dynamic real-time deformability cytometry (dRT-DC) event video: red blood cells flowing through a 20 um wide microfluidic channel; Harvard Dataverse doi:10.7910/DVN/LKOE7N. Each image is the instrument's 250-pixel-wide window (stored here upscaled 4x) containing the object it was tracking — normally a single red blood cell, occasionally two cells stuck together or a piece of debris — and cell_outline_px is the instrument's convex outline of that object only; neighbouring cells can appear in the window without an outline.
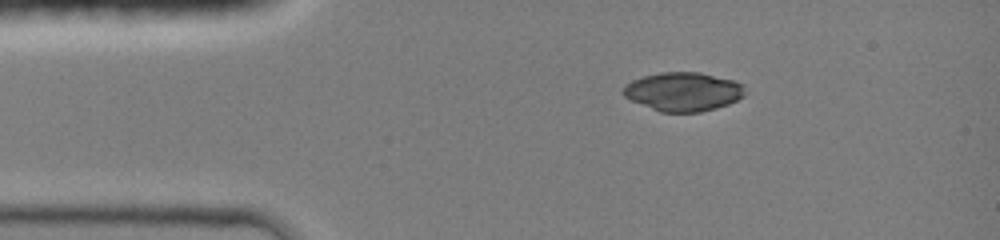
{"species": "common noctule bat (a hibernating species)", "species_latin": "Nyctalus noctula", "temperature_condition": "room temperature", "stored_images_in_passage": 38, "camera_frame_rate_fps": 3000, "um_per_image_px": 0.085, "animal": {"sex": "female", "body_mass_g": 19.0, "forearm_length_mm": 51.5}, "frame": {"image": 1, "passage_image": 1, "time_ms": 0.0, "image_size_px": [1000, 240], "cell_outline_px": [[744, 96], [728, 104], [716, 108], [700, 112], [660, 112], [632, 100], [624, 96], [624, 88], [632, 80], [644, 76], [660, 72], [700, 72], [732, 80], [744, 84]], "centroid_in_image_um": [58.1, 7.79], "position_along_channel_um": 26.9, "area_um2": 27.28}}
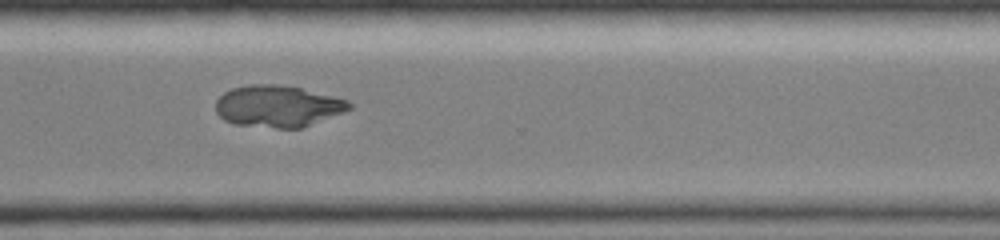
{"frame": {"image": 2, "passage_image": 27, "time_ms": 8.667, "image_size_px": [1000, 240], "cell_outline_px": [[352, 108], [344, 112], [300, 128], [276, 128], [232, 124], [224, 120], [216, 112], [216, 100], [224, 92], [232, 88], [248, 84], [276, 84], [300, 88], [348, 100], [352, 104]], "centroid_in_image_um": [23.58, 9.03], "position_along_channel_um": 347.0, "area_um2": 32.37}}
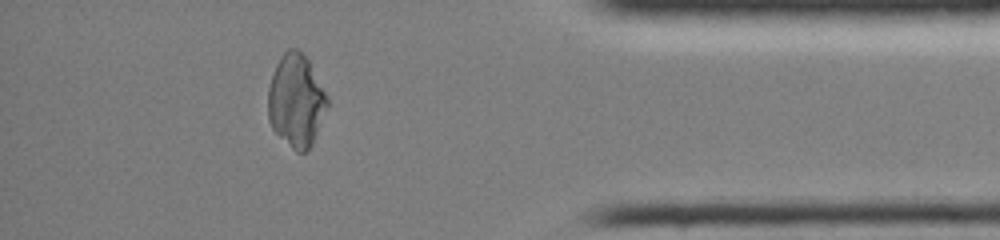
{"frame": {"image": 3, "passage_image": 33, "time_ms": 10.667, "image_size_px": [1000, 240], "cell_outline_px": [[328, 108], [312, 144], [304, 152], [296, 152], [272, 128], [268, 120], [268, 88], [276, 64], [280, 56], [288, 48], [296, 48], [308, 60], [328, 96]], "centroid_in_image_um": [25.17, 8.55], "position_along_channel_um": 410.0, "area_um2": 31.91}}